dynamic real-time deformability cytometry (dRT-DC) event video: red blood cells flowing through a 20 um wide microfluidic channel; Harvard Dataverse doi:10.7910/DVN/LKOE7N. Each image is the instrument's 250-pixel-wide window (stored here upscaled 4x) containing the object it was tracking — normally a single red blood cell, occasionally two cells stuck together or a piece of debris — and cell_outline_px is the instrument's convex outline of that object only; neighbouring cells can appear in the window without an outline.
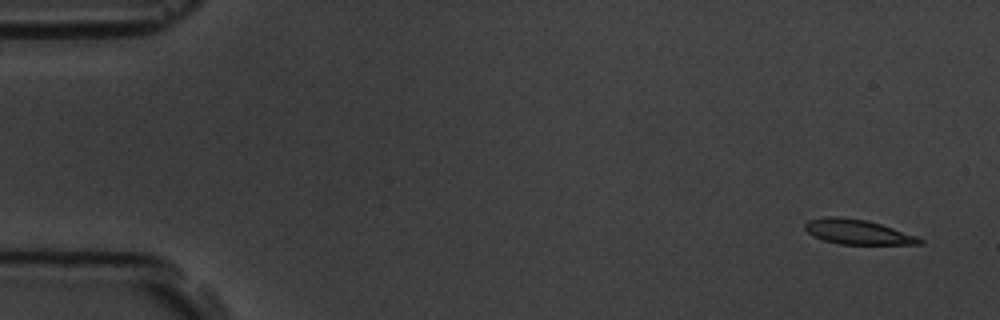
{"species": "common noctule bat (a hibernating species)", "species_latin": "Nyctalus noctula", "temperature_condition": "room temperature", "stored_images_in_passage": 6, "camera_frame_rate_fps": 3000, "um_per_image_px": 0.085, "animal": {"sex": "male", "body_mass_g": 19.5, "forearm_length_mm": 54.6}, "frame": {"image": 1, "passage_image": 1, "time_ms": 0.0, "image_size_px": [1000, 320], "cell_outline_px": [[924, 244], [840, 244], [824, 240], [812, 236], [804, 228], [804, 224], [808, 220], [824, 216], [836, 216], [868, 220], [916, 236], [924, 240]], "centroid_in_image_um": [72.86, 19.7], "position_along_channel_um": 12.1, "area_um2": 16.53}}
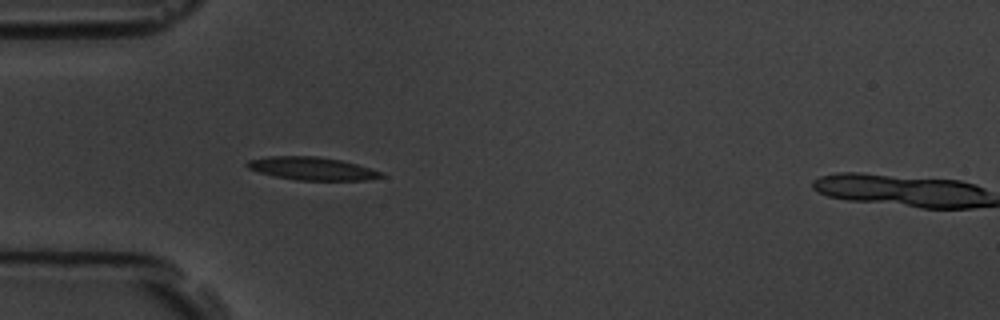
{"frame": {"image": 2, "passage_image": 5, "time_ms": 4.667, "image_size_px": [1000, 320], "cell_outline_px": [[388, 176], [364, 180], [296, 180], [276, 176], [260, 172], [248, 168], [244, 164], [248, 160], [268, 156], [316, 156], [340, 160], [356, 164], [384, 172]], "centroid_in_image_um": [26.55, 14.32], "position_along_channel_um": 58.5, "area_um2": 17.92}}